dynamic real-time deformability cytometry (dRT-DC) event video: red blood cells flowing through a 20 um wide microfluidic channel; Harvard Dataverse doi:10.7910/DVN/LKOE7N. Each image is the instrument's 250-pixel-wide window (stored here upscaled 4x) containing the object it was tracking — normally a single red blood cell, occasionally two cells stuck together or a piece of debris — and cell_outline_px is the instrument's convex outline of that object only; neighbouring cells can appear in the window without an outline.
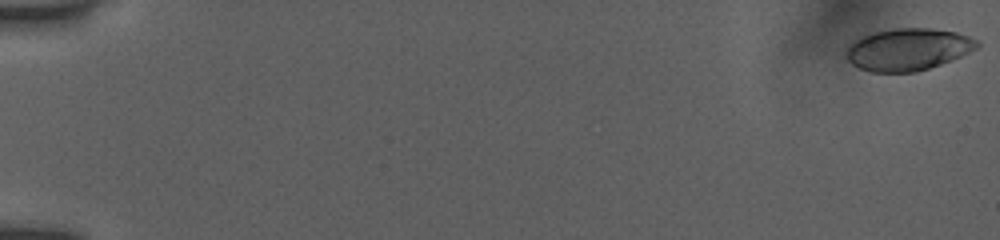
{"species": "human", "species_latin": "Homo sapiens", "temperature_condition": "room temperature", "stored_images_in_passage": 54, "camera_frame_rate_fps": 3000, "um_per_image_px": 0.085, "donor": {"sex": "female"}, "frame": {"image": 1, "passage_image": 1, "time_ms": 0.0, "image_size_px": [1000, 240], "cell_outline_px": [[980, 44], [976, 48], [952, 60], [916, 72], [872, 72], [860, 68], [852, 64], [844, 56], [844, 52], [856, 40], [872, 32], [892, 28], [932, 28], [956, 32], [968, 36], [976, 40]], "centroid_in_image_um": [77.16, 4.2], "position_along_channel_um": 7.8, "area_um2": 31.96}}
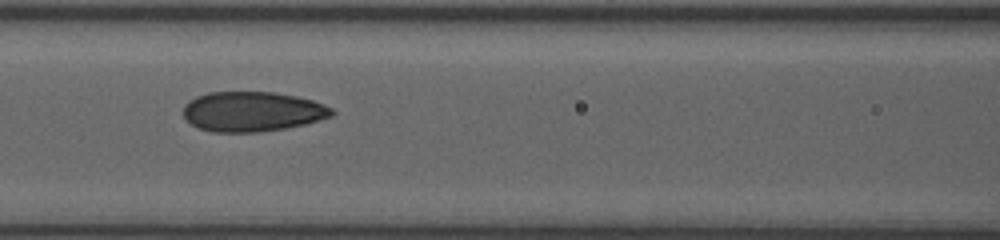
{"frame": {"image": 2, "passage_image": 26, "time_ms": 8.333, "image_size_px": [1000, 240], "cell_outline_px": [[336, 112], [332, 116], [304, 124], [284, 128], [260, 132], [212, 132], [200, 128], [192, 124], [184, 116], [184, 104], [188, 100], [196, 96], [208, 92], [272, 92], [296, 96], [312, 100], [324, 104], [332, 108]], "centroid_in_image_um": [21.44, 9.48], "position_along_channel_um": 145.2, "area_um2": 34.51}}
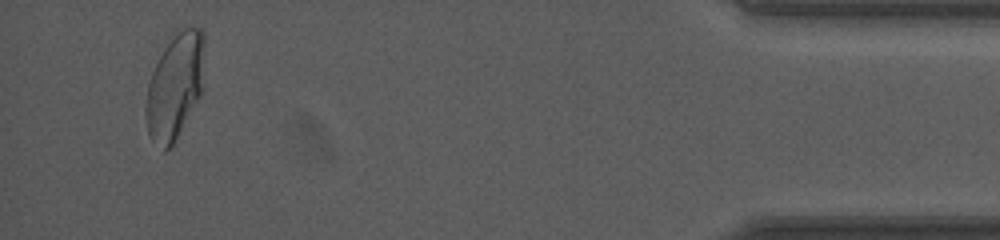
{"frame": {"image": 3, "passage_image": 52, "time_ms": 17.0, "image_size_px": [1000, 240], "cell_outline_px": [[204, 88], [200, 96], [172, 144], [164, 152], [148, 136], [144, 112], [144, 108], [148, 84], [152, 72], [168, 36], [176, 28], [200, 28], [204, 32]], "centroid_in_image_um": [14.86, 7.25], "position_along_channel_um": 420.3, "area_um2": 36.88}, "authors_computed_cell_mechanics": {"area_um2": 34.1598, "velocity_mm_per_s": 3.9146, "shape_relaxation_time_tau1_ms": 10.8635, "shape_relaxation_time_tau2_ms": 0.7505, "deformation_change_tau1": 0.251, "deformation_change_tau2": 0.0563}}